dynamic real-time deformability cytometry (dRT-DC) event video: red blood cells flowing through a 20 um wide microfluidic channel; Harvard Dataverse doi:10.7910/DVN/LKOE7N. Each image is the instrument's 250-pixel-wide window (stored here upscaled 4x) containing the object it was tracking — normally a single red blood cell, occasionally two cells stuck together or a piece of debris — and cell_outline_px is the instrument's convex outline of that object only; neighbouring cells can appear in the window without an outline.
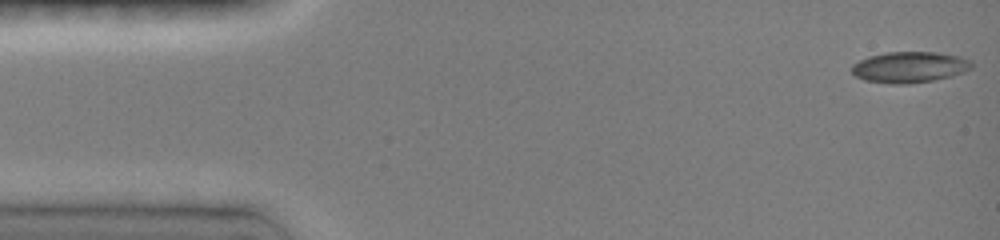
{"species": "common noctule bat (a hibernating species)", "species_latin": "Nyctalus noctula", "temperature_condition": "room temperature", "stored_images_in_passage": 16, "camera_frame_rate_fps": 3000, "um_per_image_px": 0.085, "animal": {"sex": "female", "body_mass_g": 19.0, "forearm_length_mm": 51.5}, "frame": {"image": 1, "passage_image": 1, "time_ms": 0.0, "image_size_px": [1000, 240], "cell_outline_px": [[972, 68], [964, 72], [952, 76], [932, 80], [908, 84], [892, 84], [864, 80], [856, 76], [852, 72], [852, 64], [868, 56], [884, 52], [936, 52], [960, 56], [972, 60]], "centroid_in_image_um": [77.32, 5.7], "position_along_channel_um": 7.7, "area_um2": 21.79}}
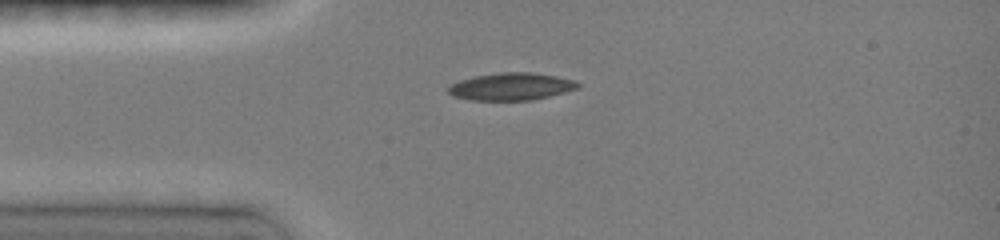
{"frame": {"image": 2, "passage_image": 14, "time_ms": 3.333, "image_size_px": [1000, 240], "cell_outline_px": [[580, 88], [532, 100], [472, 100], [452, 96], [448, 92], [448, 88], [452, 84], [460, 80], [476, 76], [500, 72], [532, 72], [556, 76], [576, 80], [580, 84]], "centroid_in_image_um": [43.48, 7.35], "position_along_channel_um": 41.5, "area_um2": 20.63}}